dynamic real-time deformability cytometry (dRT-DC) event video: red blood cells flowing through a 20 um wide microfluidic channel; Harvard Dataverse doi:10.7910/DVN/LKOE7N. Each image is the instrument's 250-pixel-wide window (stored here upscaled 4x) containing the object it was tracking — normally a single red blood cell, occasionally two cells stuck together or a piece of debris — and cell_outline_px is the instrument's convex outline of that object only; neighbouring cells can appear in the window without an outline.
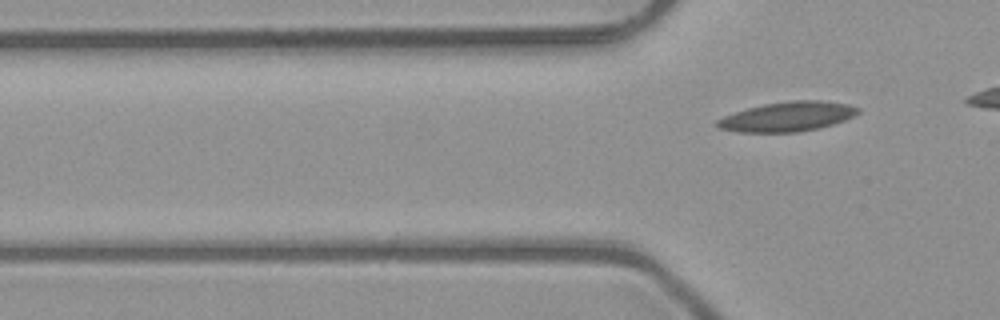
{"species": "common noctule bat (a hibernating species)", "species_latin": "Nyctalus noctula", "temperature_condition": "room temperature", "stored_images_in_passage": 2, "camera_frame_rate_fps": 3000, "um_per_image_px": 0.085, "animal": {"sex": "male", "body_mass_g": 23.1, "forearm_length_mm": 52.7}, "frame": {"image": 1, "passage_image": 2, "time_ms": 0.333, "image_size_px": [1000, 320], "cell_outline_px": [[860, 112], [844, 120], [820, 128], [800, 132], [736, 132], [720, 128], [712, 124], [716, 120], [724, 116], [748, 108], [764, 104], [792, 100], [820, 100], [848, 104], [860, 108]], "centroid_in_image_um": [66.92, 9.91], "position_along_channel_um": 58.9, "area_um2": 24.33}}